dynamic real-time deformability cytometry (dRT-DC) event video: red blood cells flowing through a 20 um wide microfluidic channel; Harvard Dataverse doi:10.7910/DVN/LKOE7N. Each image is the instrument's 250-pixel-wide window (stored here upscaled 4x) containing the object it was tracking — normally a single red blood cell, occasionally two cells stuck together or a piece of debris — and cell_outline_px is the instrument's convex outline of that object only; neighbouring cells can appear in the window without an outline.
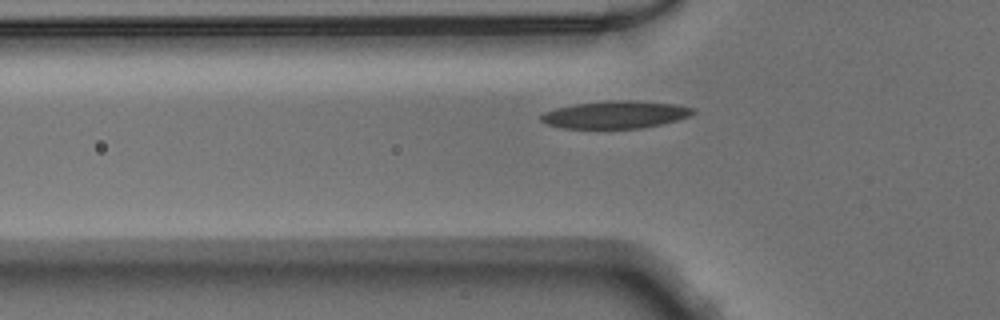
{"species": "Egyptian fruit bat (a non-hibernating species)", "species_latin": "Rousettus aegyptiacus", "temperature_condition": "warm", "stored_images_in_passage": 32, "camera_frame_rate_fps": 3000, "um_per_image_px": 0.085, "animal": {"sex": "male"}, "frame": {"image": 1, "passage_image": 4, "time_ms": 1.0, "image_size_px": [1000, 320], "cell_outline_px": [[696, 112], [688, 116], [676, 120], [660, 124], [640, 128], [564, 128], [548, 124], [540, 120], [540, 116], [544, 112], [556, 108], [572, 104], [608, 100], [636, 100], [676, 104], [696, 108]], "centroid_in_image_um": [52.32, 9.73], "position_along_channel_um": 73.5, "area_um2": 24.39}}
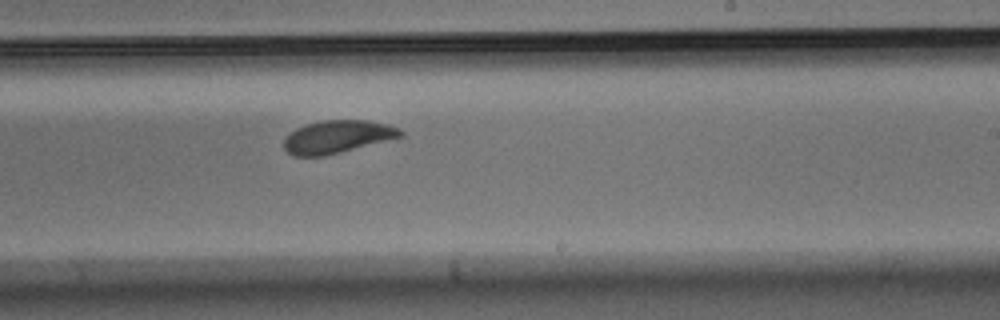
{"frame": {"image": 2, "passage_image": 18, "time_ms": 5.667, "image_size_px": [1000, 320], "cell_outline_px": [[404, 136], [324, 156], [296, 156], [288, 152], [284, 148], [284, 140], [296, 128], [304, 124], [320, 120], [368, 120], [388, 124], [400, 128], [404, 132]], "centroid_in_image_um": [28.7, 11.61], "position_along_channel_um": 260.3, "area_um2": 22.25}}
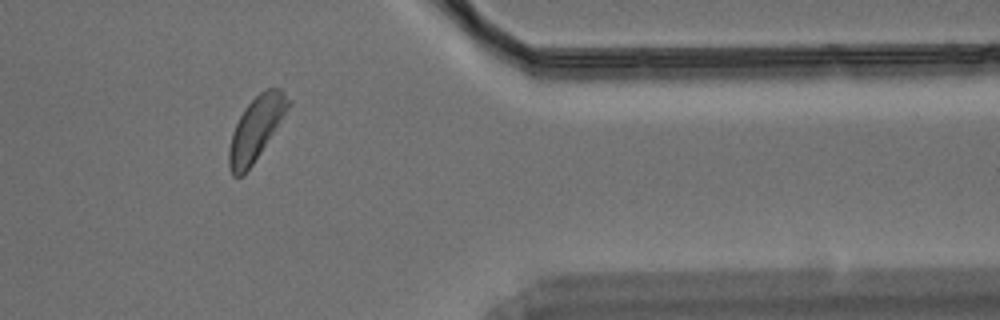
{"frame": {"image": 3, "passage_image": 29, "time_ms": 9.333, "image_size_px": [1000, 320], "cell_outline_px": [[292, 104], [244, 176], [232, 176], [228, 168], [228, 152], [232, 132], [244, 108], [260, 92], [268, 88], [280, 88], [292, 100]], "centroid_in_image_um": [21.76, 10.92], "position_along_channel_um": 389.6, "area_um2": 21.73}}